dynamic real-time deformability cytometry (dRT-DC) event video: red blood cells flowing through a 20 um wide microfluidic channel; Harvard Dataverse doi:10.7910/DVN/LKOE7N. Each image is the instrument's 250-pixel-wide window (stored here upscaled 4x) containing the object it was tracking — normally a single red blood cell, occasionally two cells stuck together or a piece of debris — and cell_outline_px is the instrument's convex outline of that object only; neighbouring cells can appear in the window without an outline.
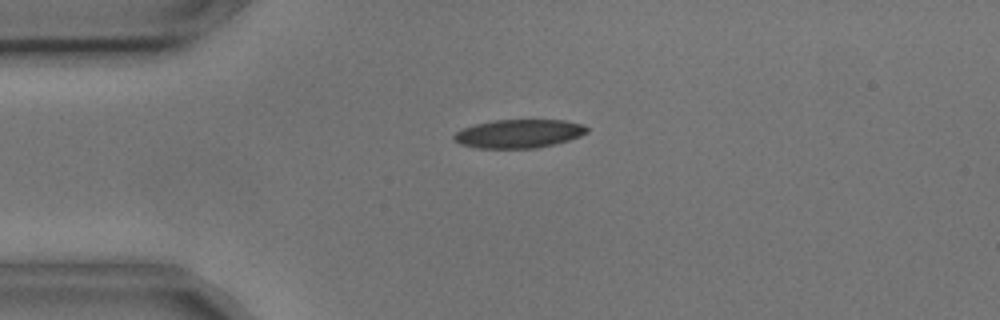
{"species": "common noctule bat (a hibernating species)", "species_latin": "Nyctalus noctula", "temperature_condition": "cold", "stored_images_in_passage": 2, "camera_frame_rate_fps": 3000, "um_per_image_px": 0.085, "animal": {"sex": "male", "body_mass_g": 17.9, "forearm_length_mm": 54.2}, "frame": {"image": 1, "passage_image": 1, "time_ms": 0.0, "image_size_px": [1000, 320], "cell_outline_px": [[588, 132], [580, 136], [556, 144], [536, 148], [476, 148], [460, 144], [452, 140], [452, 136], [456, 132], [464, 128], [476, 124], [492, 120], [564, 120], [584, 124], [588, 128]], "centroid_in_image_um": [44.1, 11.36], "position_along_channel_um": 40.9, "area_um2": 22.25}}